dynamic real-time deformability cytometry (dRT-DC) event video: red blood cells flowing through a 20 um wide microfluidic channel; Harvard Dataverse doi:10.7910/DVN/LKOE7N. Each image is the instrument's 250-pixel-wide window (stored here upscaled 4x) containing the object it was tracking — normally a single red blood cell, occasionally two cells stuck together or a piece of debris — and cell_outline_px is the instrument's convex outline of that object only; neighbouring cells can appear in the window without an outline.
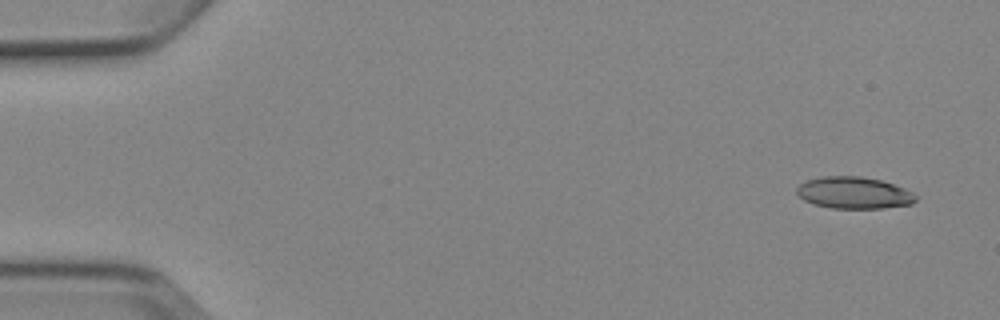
{"species": "Egyptian fruit bat (a non-hibernating species)", "species_latin": "Rousettus aegyptiacus", "temperature_condition": "cold", "stored_images_in_passage": 4, "camera_frame_rate_fps": 3000, "um_per_image_px": 0.085, "animal": {"sex": "female"}, "frame": {"image": 1, "passage_image": 1, "time_ms": 0.0, "image_size_px": [1000, 320], "cell_outline_px": [[916, 200], [912, 204], [884, 208], [832, 208], [812, 204], [804, 200], [796, 192], [796, 188], [800, 184], [808, 180], [820, 176], [860, 176], [880, 180], [904, 188], [912, 192], [916, 196]], "centroid_in_image_um": [72.57, 16.39], "position_along_channel_um": 12.4, "area_um2": 22.02}}
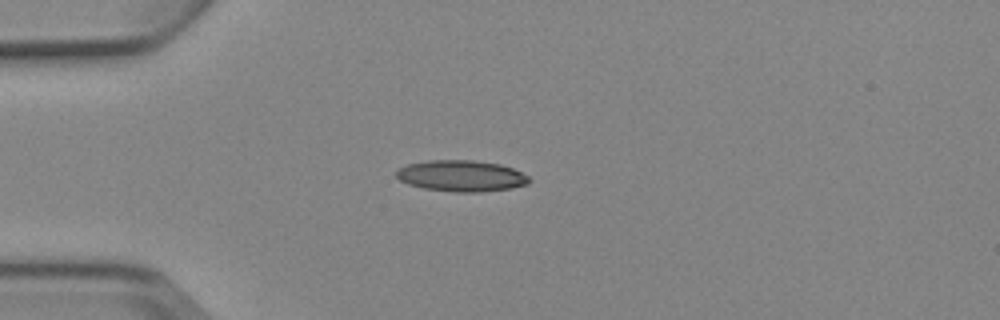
{"frame": {"image": 2, "passage_image": 4, "time_ms": 3.667, "image_size_px": [1000, 320], "cell_outline_px": [[532, 180], [528, 184], [512, 188], [480, 192], [456, 192], [424, 188], [408, 184], [400, 180], [396, 176], [396, 172], [400, 168], [408, 164], [428, 160], [472, 160], [500, 164], [512, 168], [528, 176]], "centroid_in_image_um": [39.23, 14.95], "position_along_channel_um": 45.8, "area_um2": 24.1}}